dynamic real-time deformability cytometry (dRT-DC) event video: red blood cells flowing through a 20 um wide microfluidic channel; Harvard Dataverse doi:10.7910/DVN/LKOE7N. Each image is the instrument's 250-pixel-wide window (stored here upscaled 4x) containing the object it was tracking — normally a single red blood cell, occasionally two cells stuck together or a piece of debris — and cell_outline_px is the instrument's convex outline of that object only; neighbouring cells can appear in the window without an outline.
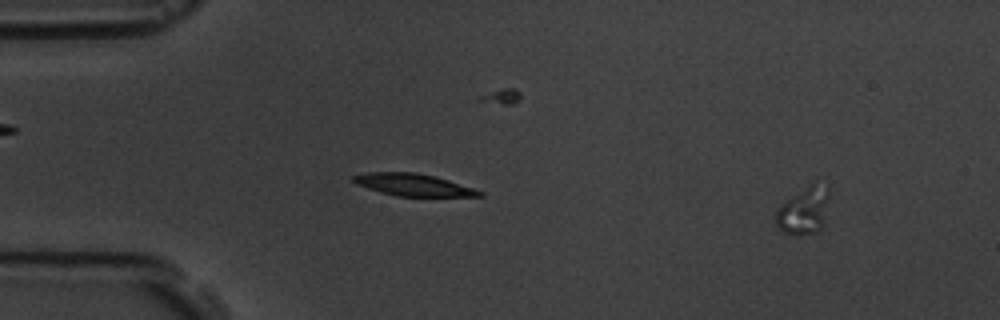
{"species": "common noctule bat (a hibernating species)", "species_latin": "Nyctalus noctula", "temperature_condition": "room temperature", "stored_images_in_passage": 4, "camera_frame_rate_fps": 3000, "um_per_image_px": 0.085, "animal": {"sex": "male", "body_mass_g": 19.5, "forearm_length_mm": 54.6}, "frame": {"image": 1, "passage_image": 4, "time_ms": 4.333, "image_size_px": [1000, 320], "cell_outline_px": [[828, 196], [824, 224], [816, 232], [796, 236], [784, 232], [776, 224], [776, 208], [780, 204], [812, 184], [828, 188]], "centroid_in_image_um": [68.29, 17.97], "position_along_channel_um": 16.7, "area_um2": 14.22}}